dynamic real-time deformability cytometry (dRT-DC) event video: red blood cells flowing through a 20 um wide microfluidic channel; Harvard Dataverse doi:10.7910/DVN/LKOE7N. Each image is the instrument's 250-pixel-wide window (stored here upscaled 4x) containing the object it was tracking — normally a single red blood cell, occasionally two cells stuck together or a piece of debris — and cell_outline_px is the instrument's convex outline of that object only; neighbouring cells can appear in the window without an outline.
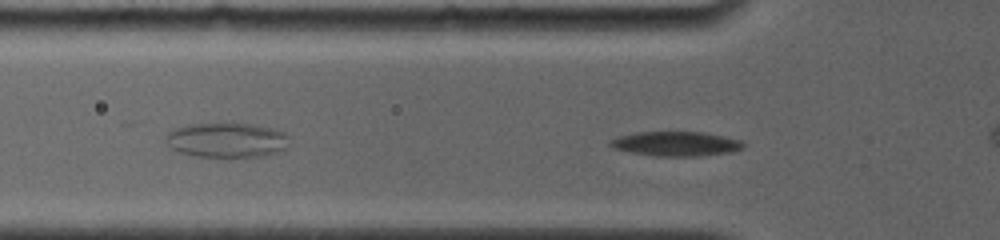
{"species": "common noctule bat (a hibernating species)", "species_latin": "Nyctalus noctula", "temperature_condition": "room temperature", "stored_images_in_passage": 29, "camera_frame_rate_fps": 4000, "um_per_image_px": 0.085, "animal": {"sex": "female", "body_mass_g": 19.0, "forearm_length_mm": 56.7}, "frame": {"image": 1, "passage_image": 5, "time_ms": 1.75, "image_size_px": [1000, 240], "cell_outline_px": [[744, 148], [732, 152], [700, 156], [652, 156], [612, 148], [608, 144], [608, 140], [620, 136], [636, 132], [704, 132], [724, 136], [740, 140], [744, 144]], "centroid_in_image_um": [57.45, 12.22], "position_along_channel_um": 68.3, "area_um2": 19.13}}
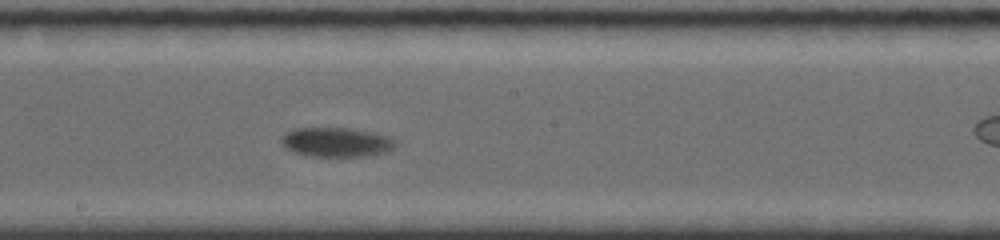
{"frame": {"image": 2, "passage_image": 15, "time_ms": 6.0, "image_size_px": [1000, 240], "cell_outline_px": [[400, 144], [388, 152], [368, 156], [312, 156], [296, 152], [288, 148], [280, 140], [288, 132], [296, 128], [348, 128], [388, 136], [396, 140]], "centroid_in_image_um": [28.69, 12.09], "position_along_channel_um": 219.5, "area_um2": 19.31}}
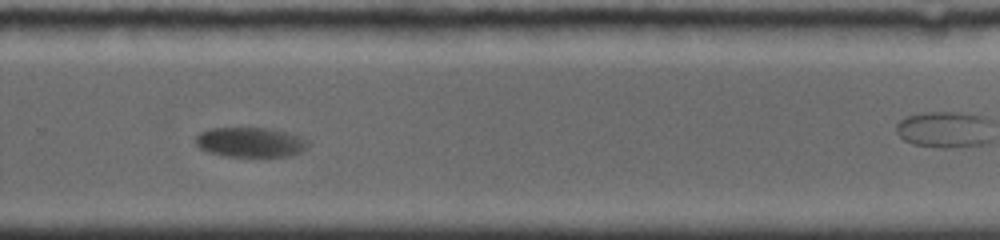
{"frame": {"image": 3, "passage_image": 21, "time_ms": 8.5, "image_size_px": [1000, 240], "cell_outline_px": [[308, 144], [300, 152], [292, 156], [228, 156], [208, 152], [200, 148], [196, 144], [196, 136], [200, 132], [208, 128], [268, 128], [288, 132], [300, 136], [308, 140]], "centroid_in_image_um": [21.28, 12.08], "position_along_channel_um": 308.5, "area_um2": 19.48}, "authors_computed_cell_mechanics": {"area_um2": 19.8832, "velocity_mm_per_s": 3.561, "shape_relaxation_time_tau1_ms": 3.1291, "shape_relaxation_time_tau2_ms": null, "deformation_change_tau1": 0.1047, "deformation_change_tau2": null}}